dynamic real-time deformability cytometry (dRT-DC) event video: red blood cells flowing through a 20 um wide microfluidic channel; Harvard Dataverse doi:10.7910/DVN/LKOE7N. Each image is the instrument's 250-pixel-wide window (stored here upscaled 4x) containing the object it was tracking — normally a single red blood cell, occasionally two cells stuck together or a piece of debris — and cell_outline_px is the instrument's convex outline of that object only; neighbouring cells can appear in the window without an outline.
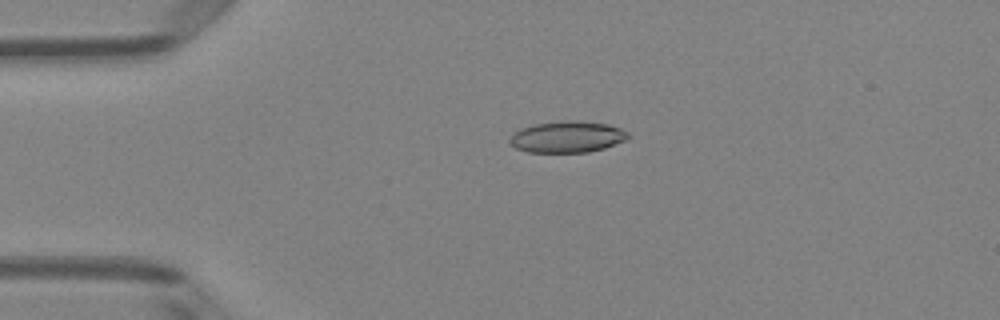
{"species": "Egyptian fruit bat (a non-hibernating species)", "species_latin": "Rousettus aegyptiacus", "temperature_condition": "room temperature", "stored_images_in_passage": 50, "camera_frame_rate_fps": 3000, "um_per_image_px": 0.085, "animal": {"sex": "female"}, "frame": {"image": 1, "passage_image": 11, "time_ms": 3.333, "image_size_px": [1000, 320], "cell_outline_px": [[632, 136], [624, 140], [604, 148], [588, 152], [528, 152], [516, 148], [508, 140], [512, 132], [520, 128], [536, 124], [560, 120], [576, 120], [608, 124], [620, 128], [628, 132]], "centroid_in_image_um": [48.2, 11.62], "position_along_channel_um": 36.8, "area_um2": 21.79}}
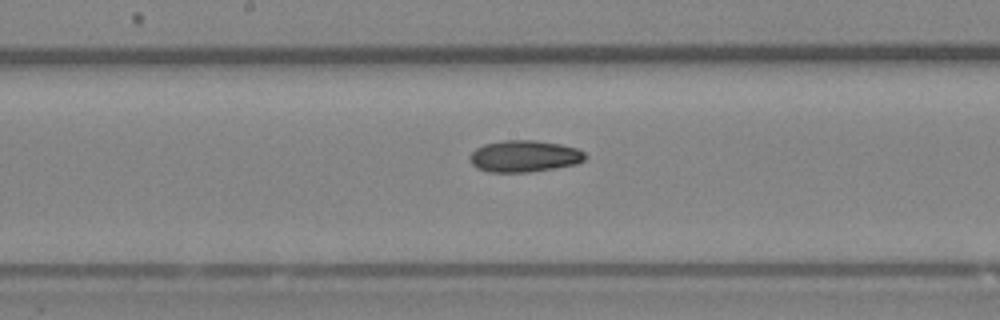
{"frame": {"image": 2, "passage_image": 26, "time_ms": 8.333, "image_size_px": [1000, 320], "cell_outline_px": [[588, 156], [584, 160], [576, 164], [528, 172], [488, 172], [476, 168], [468, 160], [468, 156], [476, 148], [484, 144], [504, 140], [536, 140], [560, 144], [576, 148], [584, 152]], "centroid_in_image_um": [44.53, 13.27], "position_along_channel_um": 203.7, "area_um2": 21.39}}
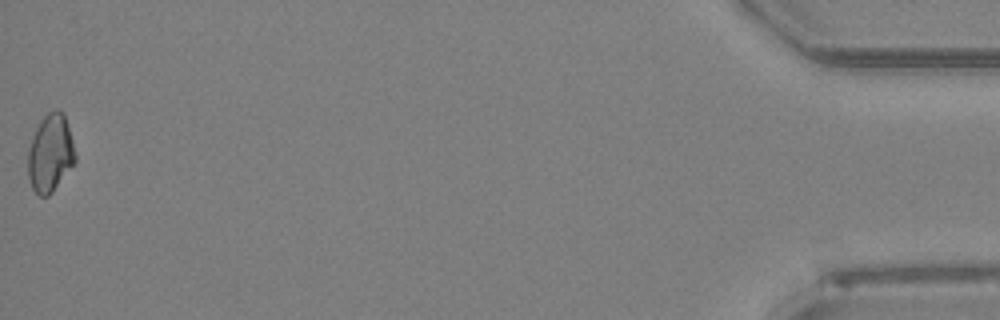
{"frame": {"image": 3, "passage_image": 50, "time_ms": 16.333, "image_size_px": [1000, 320], "cell_outline_px": [[76, 160], [52, 192], [48, 196], [40, 196], [32, 188], [28, 176], [28, 148], [32, 136], [40, 120], [48, 112], [56, 108], [60, 108], [64, 112], [72, 140], [76, 156]], "centroid_in_image_um": [4.27, 12.98], "position_along_channel_um": 430.9, "area_um2": 21.39}, "authors_computed_cell_mechanics": {"area_um2": 21.1548, "velocity_mm_per_s": 4.0475, "shape_relaxation_time_tau1_ms": null, "shape_relaxation_time_tau2_ms": 9.8295, "deformation_change_tau1": null, "deformation_change_tau2": 0.178}}